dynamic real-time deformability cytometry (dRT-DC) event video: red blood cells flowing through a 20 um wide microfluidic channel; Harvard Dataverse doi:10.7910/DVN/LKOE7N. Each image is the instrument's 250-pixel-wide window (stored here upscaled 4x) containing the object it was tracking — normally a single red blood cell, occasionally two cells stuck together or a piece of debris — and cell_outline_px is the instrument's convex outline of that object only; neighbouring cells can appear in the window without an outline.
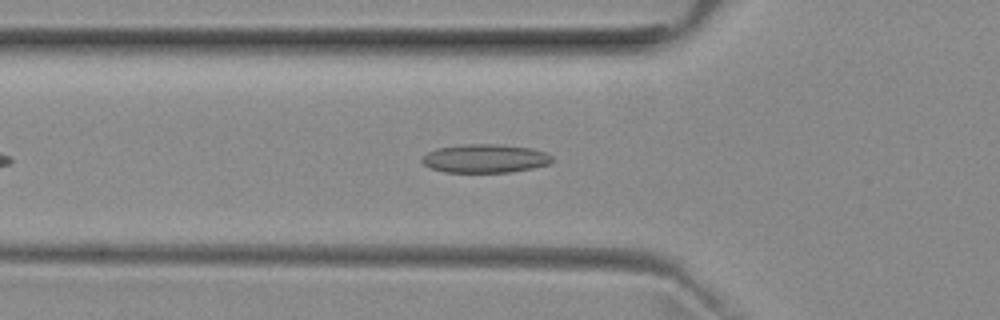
{"species": "common noctule bat (a hibernating species)", "species_latin": "Nyctalus noctula", "temperature_condition": "room temperature", "stored_images_in_passage": 37, "camera_frame_rate_fps": 3000, "um_per_image_px": 0.085, "animal": {"sex": "female", "body_mass_g": 29.2, "forearm_length_mm": 56.3}, "frame": {"image": 1, "passage_image": 9, "time_ms": 2.667, "image_size_px": [1000, 320], "cell_outline_px": [[552, 160], [548, 164], [532, 168], [508, 172], [444, 172], [432, 168], [424, 164], [420, 160], [428, 152], [436, 148], [464, 144], [500, 144], [532, 148], [544, 152], [552, 156]], "centroid_in_image_um": [41.22, 13.46], "position_along_channel_um": 84.6, "area_um2": 21.56}}
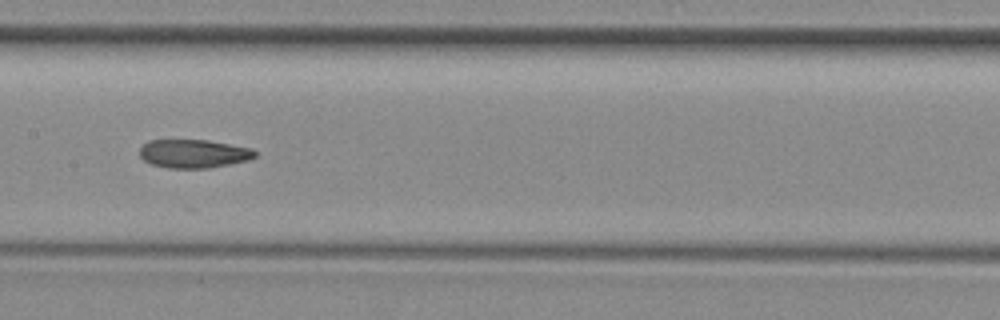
{"frame": {"image": 2, "passage_image": 17, "time_ms": 5.333, "image_size_px": [1000, 320], "cell_outline_px": [[256, 156], [248, 160], [208, 168], [168, 168], [152, 164], [144, 160], [140, 156], [140, 148], [148, 140], [208, 140], [252, 148], [256, 152]], "centroid_in_image_um": [16.46, 13.05], "position_along_channel_um": 190.9, "area_um2": 19.07}}
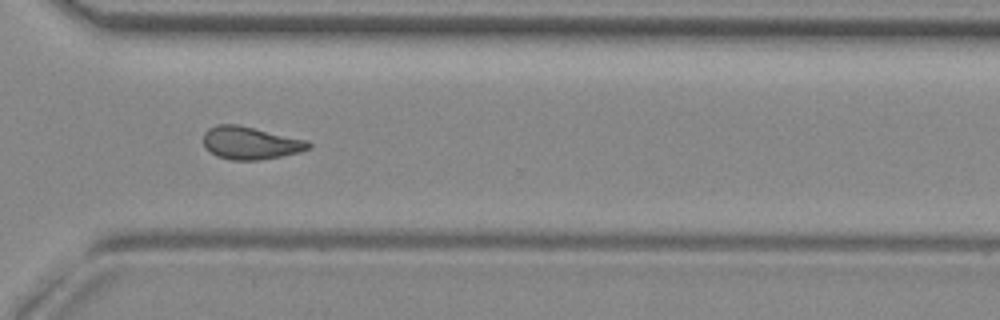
{"frame": {"image": 3, "passage_image": 29, "time_ms": 9.333, "image_size_px": [1000, 320], "cell_outline_px": [[312, 144], [308, 148], [300, 152], [280, 156], [256, 160], [232, 160], [216, 156], [204, 148], [204, 132], [208, 128], [216, 124], [236, 124], [308, 140]], "centroid_in_image_um": [21.25, 12.15], "position_along_channel_um": 349.3, "area_um2": 20.0}, "authors_computed_cell_mechanics": {"area_um2": 19.7676, "velocity_mm_per_s": 3.9677, "shape_relaxation_time_tau1_ms": null, "shape_relaxation_time_tau2_ms": 4.3654, "deformation_change_tau1": null, "deformation_change_tau2": 0.119}}